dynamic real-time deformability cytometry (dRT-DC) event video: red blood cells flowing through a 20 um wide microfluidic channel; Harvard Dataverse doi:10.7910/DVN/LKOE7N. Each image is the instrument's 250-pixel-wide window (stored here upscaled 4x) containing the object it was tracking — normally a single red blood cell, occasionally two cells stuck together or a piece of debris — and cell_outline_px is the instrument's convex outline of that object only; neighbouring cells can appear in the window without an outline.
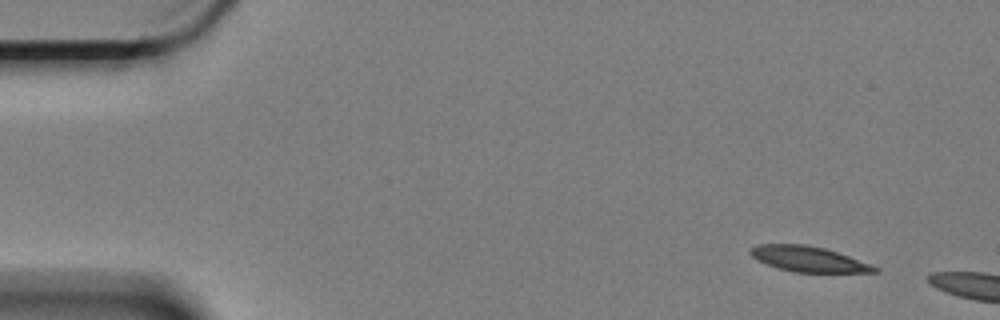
{"species": "Egyptian fruit bat (a non-hibernating species)", "species_latin": "Rousettus aegyptiacus", "temperature_condition": "cold", "stored_images_in_passage": 2, "camera_frame_rate_fps": 3000, "um_per_image_px": 0.085, "animal": {"sex": "female"}, "frame": {"image": 1, "passage_image": 1, "time_ms": 0.0, "image_size_px": [1000, 320], "cell_outline_px": [[880, 272], [792, 272], [776, 268], [756, 260], [748, 252], [752, 248], [760, 244], [804, 244], [824, 248], [872, 264], [880, 268]], "centroid_in_image_um": [68.71, 22.03], "position_along_channel_um": 16.3, "area_um2": 18.38}}